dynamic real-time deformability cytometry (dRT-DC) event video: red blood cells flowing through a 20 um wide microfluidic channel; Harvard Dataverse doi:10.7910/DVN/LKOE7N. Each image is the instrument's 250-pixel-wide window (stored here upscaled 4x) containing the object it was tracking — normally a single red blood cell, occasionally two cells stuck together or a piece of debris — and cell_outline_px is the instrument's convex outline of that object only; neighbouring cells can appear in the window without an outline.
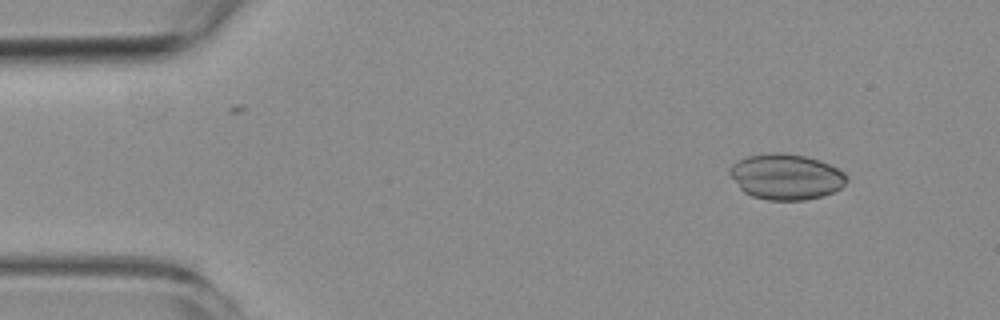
{"species": "common noctule bat (a hibernating species)", "species_latin": "Nyctalus noctula", "temperature_condition": "room temperature", "stored_images_in_passage": 6, "camera_frame_rate_fps": 3000, "um_per_image_px": 0.085, "animal": {"sex": "female", "body_mass_g": 19.3, "forearm_length_mm": 54.1}, "frame": {"image": 1, "passage_image": 2, "time_ms": 1.333, "image_size_px": [1000, 320], "cell_outline_px": [[848, 180], [840, 188], [832, 192], [820, 196], [804, 200], [768, 200], [752, 196], [744, 192], [740, 188], [728, 172], [728, 168], [736, 160], [748, 156], [772, 152], [784, 152], [804, 156], [820, 160], [844, 172], [848, 176]], "centroid_in_image_um": [66.79, 15.01], "position_along_channel_um": 18.2, "area_um2": 31.15}}